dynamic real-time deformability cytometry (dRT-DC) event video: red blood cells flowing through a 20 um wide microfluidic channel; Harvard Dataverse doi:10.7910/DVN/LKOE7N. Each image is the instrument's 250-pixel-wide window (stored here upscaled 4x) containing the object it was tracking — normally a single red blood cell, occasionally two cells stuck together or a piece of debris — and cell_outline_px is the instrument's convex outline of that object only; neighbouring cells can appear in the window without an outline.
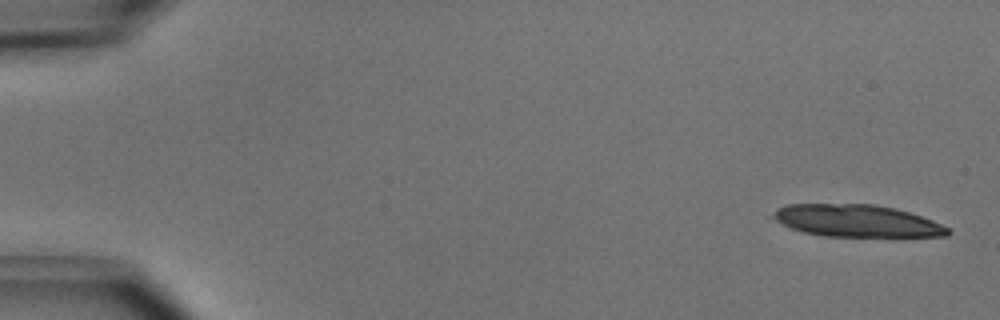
{"species": "common noctule bat (a hibernating species)", "species_latin": "Nyctalus noctula", "temperature_condition": "cold", "stored_images_in_passage": 19, "camera_frame_rate_fps": 3000, "um_per_image_px": 0.085, "animal": {"sex": "male", "body_mass_g": 15.6}, "frame": {"image": 1, "passage_image": 1, "time_ms": 0.0, "image_size_px": [1000, 320], "cell_outline_px": [[952, 232], [948, 236], [824, 236], [804, 232], [792, 228], [768, 216], [776, 208], [784, 204], [872, 204], [896, 208], [932, 220], [948, 228]], "centroid_in_image_um": [72.78, 18.76], "position_along_channel_um": 12.2, "area_um2": 32.66}}